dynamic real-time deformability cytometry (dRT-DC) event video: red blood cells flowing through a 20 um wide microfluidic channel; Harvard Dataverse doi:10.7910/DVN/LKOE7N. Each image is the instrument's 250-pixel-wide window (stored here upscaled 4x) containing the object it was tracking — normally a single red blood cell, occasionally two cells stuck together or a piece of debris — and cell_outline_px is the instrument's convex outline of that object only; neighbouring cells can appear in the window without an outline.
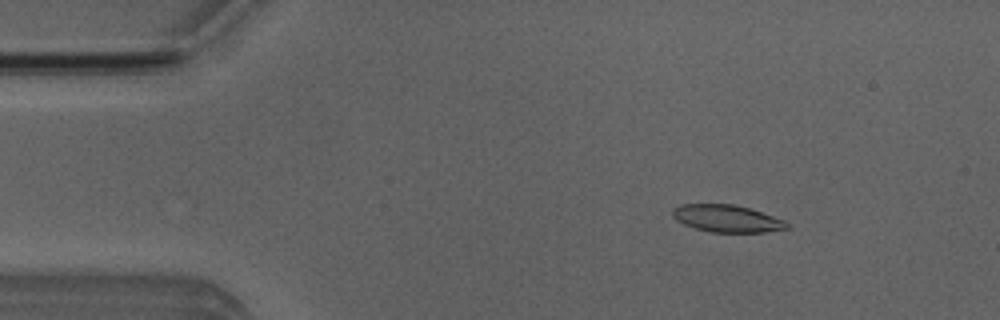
{"species": "Egyptian fruit bat (a non-hibernating species)", "species_latin": "Rousettus aegyptiacus", "temperature_condition": "room temperature", "stored_images_in_passage": 50, "camera_frame_rate_fps": 3000, "um_per_image_px": 0.085, "animal": {"sex": "male"}, "frame": {"image": 1, "passage_image": 6, "time_ms": 1.667, "image_size_px": [1000, 320], "cell_outline_px": [[788, 228], [764, 232], [712, 232], [696, 228], [684, 224], [676, 220], [672, 216], [672, 208], [680, 204], [732, 204], [748, 208], [784, 220], [788, 224]], "centroid_in_image_um": [61.73, 18.57], "position_along_channel_um": 23.3, "area_um2": 17.92}}
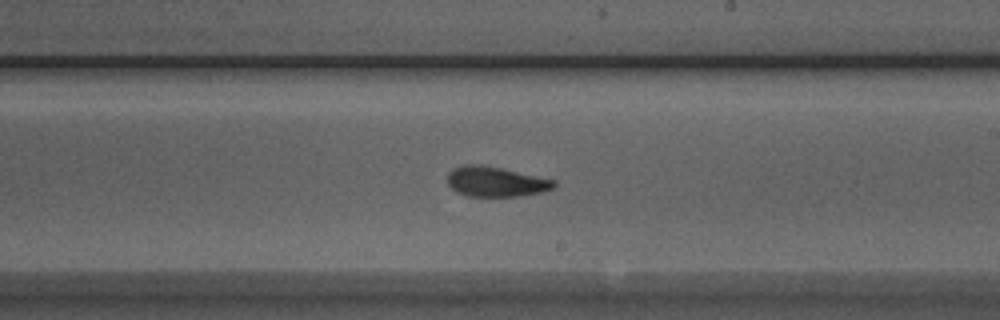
{"frame": {"image": 2, "passage_image": 28, "time_ms": 9.0, "image_size_px": [1000, 320], "cell_outline_px": [[556, 184], [552, 188], [540, 192], [520, 196], [468, 196], [456, 192], [448, 184], [448, 172], [464, 164], [476, 164], [500, 168], [556, 180]], "centroid_in_image_um": [42.12, 15.44], "position_along_channel_um": 246.9, "area_um2": 18.38}}
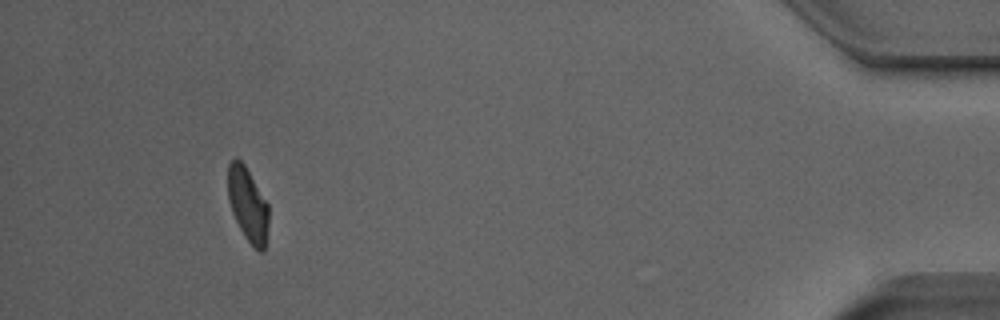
{"frame": {"image": 3, "passage_image": 46, "time_ms": 15.0, "image_size_px": [1000, 320], "cell_outline_px": [[268, 224], [264, 252], [260, 252], [244, 236], [232, 212], [228, 200], [228, 164], [232, 160], [240, 160], [244, 164], [268, 204]], "centroid_in_image_um": [21.06, 17.39], "position_along_channel_um": 414.1, "area_um2": 17.22}, "authors_computed_cell_mechanics": {"area_um2": 18.5827, "velocity_mm_per_s": 3.9933, "shape_relaxation_time_tau1_ms": 5.0166, "shape_relaxation_time_tau2_ms": 2.5808, "deformation_change_tau1": 0.1759, "deformation_change_tau2": 0.0976}}